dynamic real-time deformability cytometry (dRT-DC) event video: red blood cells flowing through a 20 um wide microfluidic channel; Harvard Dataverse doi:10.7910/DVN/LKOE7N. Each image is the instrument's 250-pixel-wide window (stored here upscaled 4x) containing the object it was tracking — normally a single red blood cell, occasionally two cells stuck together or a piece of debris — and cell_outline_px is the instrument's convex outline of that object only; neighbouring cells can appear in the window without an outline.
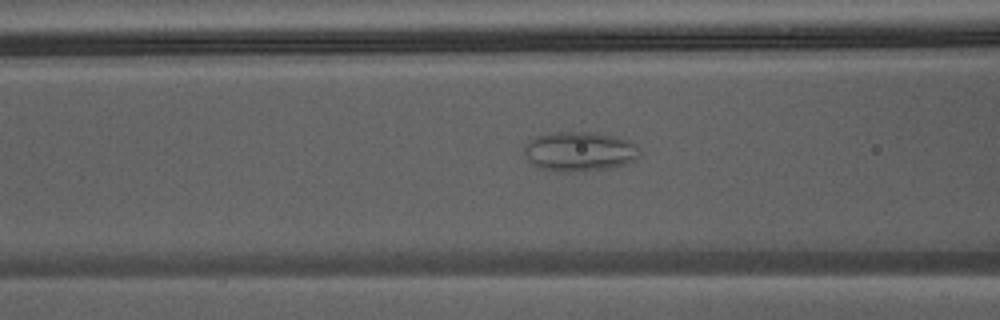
{"species": "Egyptian fruit bat (a non-hibernating species)", "species_latin": "Rousettus aegyptiacus", "temperature_condition": "warm", "stored_images_in_passage": 26, "camera_frame_rate_fps": 3000, "um_per_image_px": 0.085, "animal": {"sex": "male"}, "frame": {"image": 1, "passage_image": 8, "time_ms": 2.333, "image_size_px": [1000, 320], "cell_outline_px": [[640, 156], [628, 164], [608, 168], [568, 172], [560, 172], [536, 168], [528, 160], [524, 152], [524, 144], [528, 140], [536, 136], [556, 132], [588, 132], [616, 136], [628, 140], [636, 144], [640, 152]], "centroid_in_image_um": [49.24, 12.88], "position_along_channel_um": 117.4, "area_um2": 26.88}}
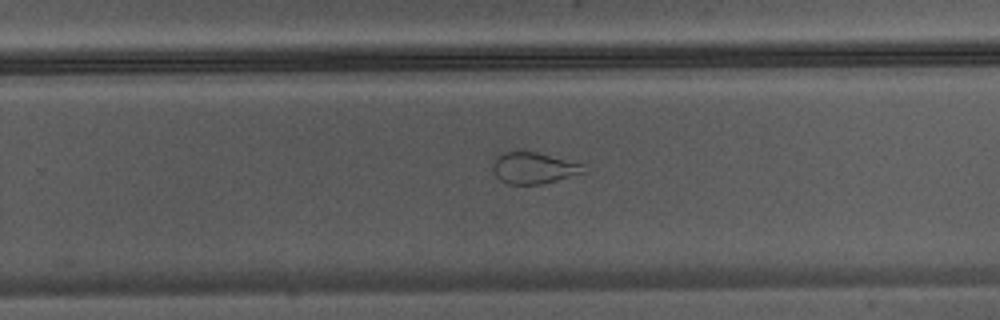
{"frame": {"image": 2, "passage_image": 19, "time_ms": 6.0, "image_size_px": [1000, 320], "cell_outline_px": [[584, 172], [556, 180], [540, 184], [508, 184], [500, 180], [496, 176], [492, 168], [492, 164], [496, 152], [520, 148], [584, 164]], "centroid_in_image_um": [45.24, 14.22], "position_along_channel_um": 284.6, "area_um2": 17.11}}
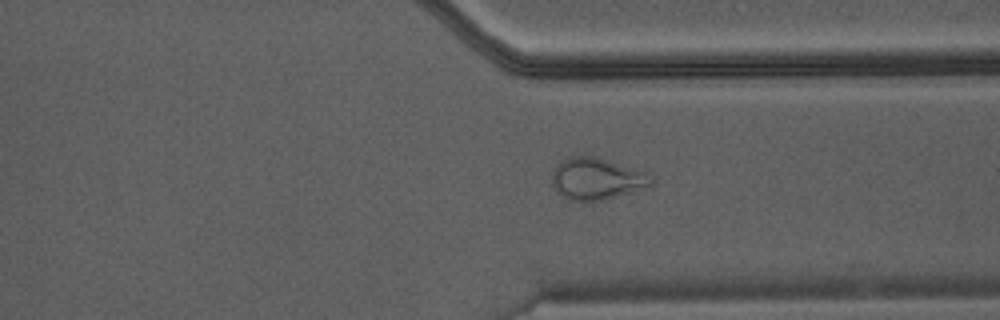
{"frame": {"image": 3, "passage_image": 24, "time_ms": 7.667, "image_size_px": [1000, 320], "cell_outline_px": [[652, 184], [604, 200], [568, 200], [552, 184], [552, 172], [556, 164], [572, 156], [596, 156], [648, 172], [652, 180]], "centroid_in_image_um": [50.7, 15.16], "position_along_channel_um": 360.7, "area_um2": 23.7}}